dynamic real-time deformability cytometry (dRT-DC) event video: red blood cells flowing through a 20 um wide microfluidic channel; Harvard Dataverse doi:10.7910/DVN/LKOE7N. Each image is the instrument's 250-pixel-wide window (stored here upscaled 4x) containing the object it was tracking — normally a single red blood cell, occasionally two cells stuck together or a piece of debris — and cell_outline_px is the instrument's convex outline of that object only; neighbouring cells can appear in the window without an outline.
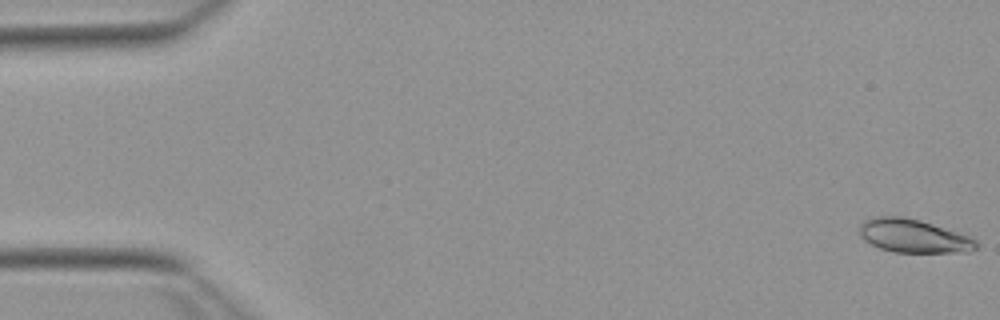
{"species": "Egyptian fruit bat (a non-hibernating species)", "species_latin": "Rousettus aegyptiacus", "temperature_condition": "warm", "stored_images_in_passage": 34, "camera_frame_rate_fps": 3000, "um_per_image_px": 0.085, "animal": {"sex": "female"}, "frame": {"image": 1, "passage_image": 1, "time_ms": 0.0, "image_size_px": [1000, 320], "cell_outline_px": [[976, 248], [972, 252], [892, 252], [880, 248], [864, 240], [860, 236], [860, 224], [864, 220], [872, 216], [900, 216], [920, 220], [968, 236], [976, 240]], "centroid_in_image_um": [77.6, 20.05], "position_along_channel_um": 7.4, "area_um2": 22.6}}
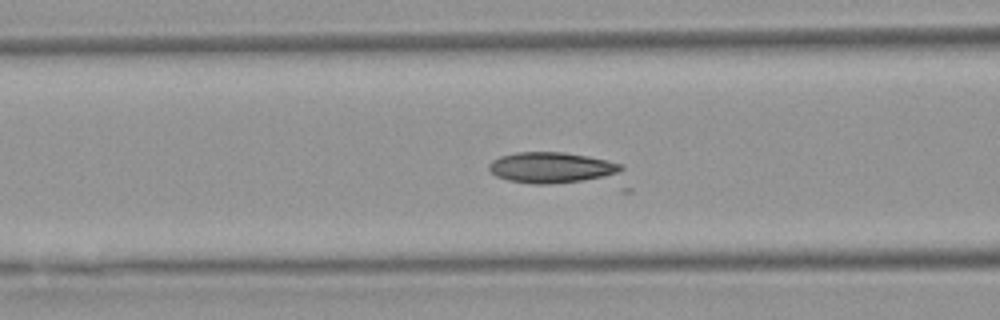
{"frame": {"image": 2, "passage_image": 21, "time_ms": 6.667, "image_size_px": [1000, 320], "cell_outline_px": [[624, 168], [616, 172], [604, 176], [580, 180], [548, 184], [532, 184], [508, 180], [496, 176], [488, 168], [488, 164], [492, 160], [500, 156], [516, 152], [564, 152], [588, 156], [624, 164]], "centroid_in_image_um": [46.81, 14.23], "position_along_channel_um": 119.8, "area_um2": 23.41}}
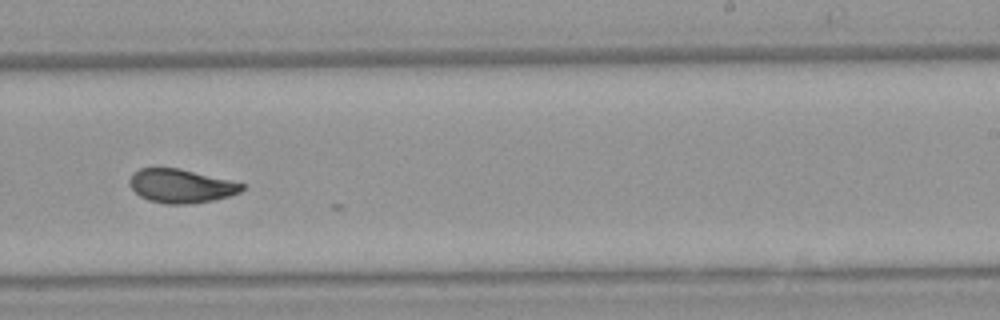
{"frame": {"image": 3, "passage_image": 33, "time_ms": 10.667, "image_size_px": [1000, 320], "cell_outline_px": [[244, 188], [240, 192], [228, 196], [212, 200], [188, 204], [164, 204], [148, 200], [140, 196], [128, 184], [128, 180], [140, 168], [180, 168], [244, 184]], "centroid_in_image_um": [15.36, 15.81], "position_along_channel_um": 273.6, "area_um2": 21.85}}